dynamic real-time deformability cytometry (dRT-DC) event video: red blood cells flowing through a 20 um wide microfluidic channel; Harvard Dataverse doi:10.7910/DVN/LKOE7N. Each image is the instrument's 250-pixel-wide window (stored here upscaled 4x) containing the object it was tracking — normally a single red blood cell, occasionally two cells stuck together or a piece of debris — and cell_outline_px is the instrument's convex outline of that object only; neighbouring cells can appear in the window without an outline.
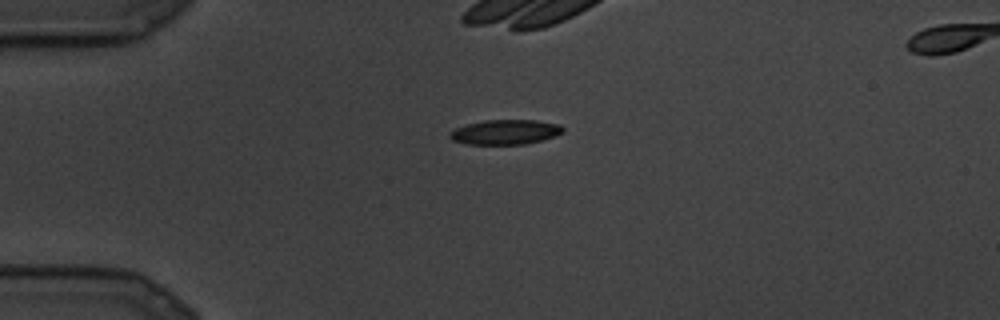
{"species": "common noctule bat (a hibernating species)", "species_latin": "Nyctalus noctula", "temperature_condition": "cold", "stored_images_in_passage": 10, "camera_frame_rate_fps": 3000, "um_per_image_px": 0.085, "animal": {"sex": "male", "body_mass_g": 19.5, "forearm_length_mm": 54.6}, "frame": {"image": 1, "passage_image": 1, "time_ms": 0.0, "image_size_px": [1000, 320], "cell_outline_px": [[564, 132], [556, 136], [524, 144], [464, 144], [452, 140], [448, 136], [456, 128], [468, 124], [484, 120], [536, 120], [560, 124], [564, 128]], "centroid_in_image_um": [42.98, 11.22], "position_along_channel_um": 42.0, "area_um2": 16.3}}